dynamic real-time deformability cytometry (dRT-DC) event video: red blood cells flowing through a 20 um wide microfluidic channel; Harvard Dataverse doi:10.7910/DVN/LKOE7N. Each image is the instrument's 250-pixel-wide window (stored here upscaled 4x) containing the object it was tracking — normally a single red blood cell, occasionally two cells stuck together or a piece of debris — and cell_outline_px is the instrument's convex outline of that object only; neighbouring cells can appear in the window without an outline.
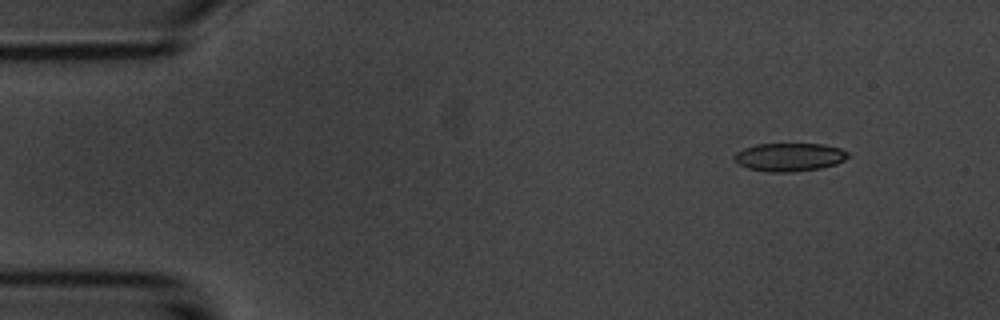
{"species": "common noctule bat (a hibernating species)", "species_latin": "Nyctalus noctula", "temperature_condition": "room temperature", "stored_images_in_passage": 3, "camera_frame_rate_fps": 3000, "um_per_image_px": 0.085, "animal": {"sex": "male", "body_mass_g": 20.1, "forearm_length_mm": 53.5}, "frame": {"image": 1, "passage_image": 1, "time_ms": 0.0, "image_size_px": [1000, 320], "cell_outline_px": [[852, 156], [836, 164], [820, 168], [792, 172], [772, 172], [748, 168], [732, 160], [732, 156], [736, 152], [744, 148], [756, 144], [824, 144], [840, 148], [848, 152]], "centroid_in_image_um": [67.11, 13.34], "position_along_channel_um": 17.9, "area_um2": 18.84}}
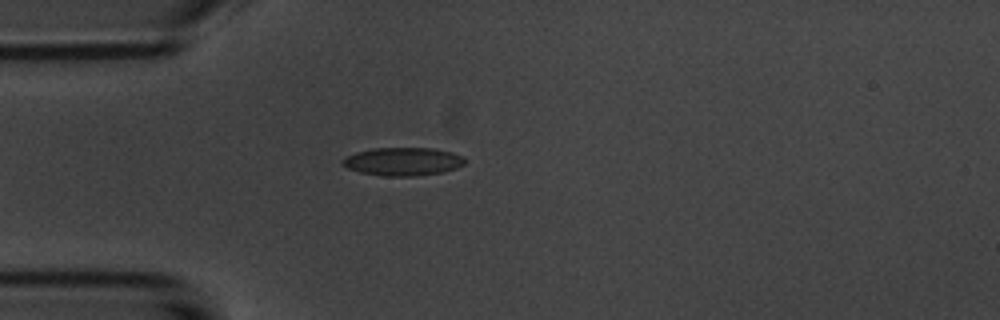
{"frame": {"image": 2, "passage_image": 3, "time_ms": 3.0, "image_size_px": [1000, 320], "cell_outline_px": [[464, 164], [456, 168], [440, 172], [416, 176], [384, 176], [360, 172], [348, 168], [340, 164], [340, 160], [356, 152], [372, 148], [432, 148], [452, 152], [464, 156]], "centroid_in_image_um": [34.22, 13.72], "position_along_channel_um": 50.8, "area_um2": 20.06}}